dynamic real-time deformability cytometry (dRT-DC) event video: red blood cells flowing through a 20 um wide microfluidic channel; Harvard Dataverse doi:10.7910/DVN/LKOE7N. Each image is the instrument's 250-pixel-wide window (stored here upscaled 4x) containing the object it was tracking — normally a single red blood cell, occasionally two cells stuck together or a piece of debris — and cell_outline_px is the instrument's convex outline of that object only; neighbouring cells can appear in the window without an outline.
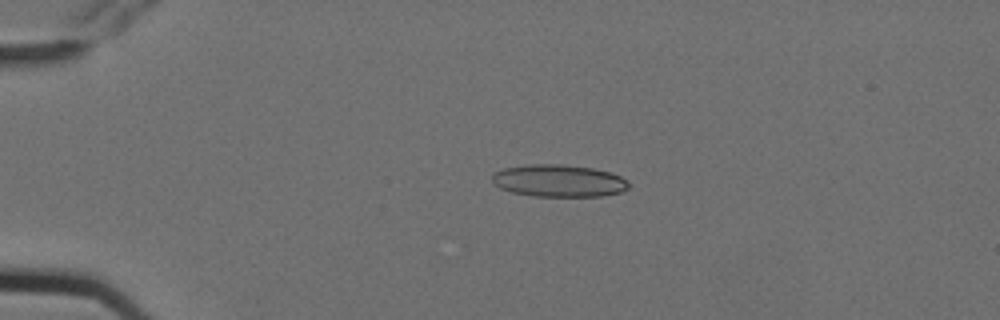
{"species": "Egyptian fruit bat (a non-hibernating species)", "species_latin": "Rousettus aegyptiacus", "temperature_condition": "cold", "stored_images_in_passage": 4, "camera_frame_rate_fps": 3000, "um_per_image_px": 0.085, "animal": {"sex": "female"}, "frame": {"image": 1, "passage_image": 3, "time_ms": 0.667, "image_size_px": [1000, 320], "cell_outline_px": [[628, 188], [620, 192], [600, 196], [532, 196], [512, 192], [500, 188], [492, 180], [492, 172], [504, 168], [528, 164], [560, 164], [592, 168], [608, 172], [620, 176], [628, 180]], "centroid_in_image_um": [47.46, 15.36], "position_along_channel_um": 37.5, "area_um2": 25.61}}